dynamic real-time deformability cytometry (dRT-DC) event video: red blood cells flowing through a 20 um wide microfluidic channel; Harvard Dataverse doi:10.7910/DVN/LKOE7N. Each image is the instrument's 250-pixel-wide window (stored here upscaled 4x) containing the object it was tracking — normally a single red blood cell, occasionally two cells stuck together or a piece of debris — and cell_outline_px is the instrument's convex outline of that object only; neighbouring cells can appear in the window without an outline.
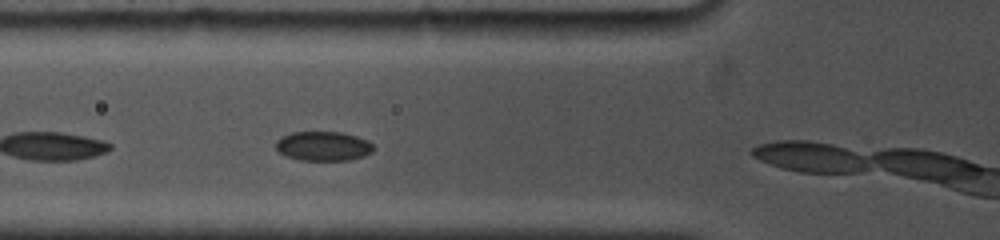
{"species": "common noctule bat (a hibernating species)", "species_latin": "Nyctalus noctula", "temperature_condition": "cold", "stored_images_in_passage": 4, "camera_frame_rate_fps": 5000, "um_per_image_px": 0.085, "animal": {"sex": "female", "body_mass_g": 19.0, "forearm_length_mm": 53.3}, "frame": {"image": 1, "passage_image": 3, "time_ms": 1.4, "image_size_px": [1000, 240], "cell_outline_px": [[376, 148], [372, 152], [364, 156], [348, 160], [300, 160], [288, 156], [280, 152], [276, 148], [276, 140], [292, 132], [340, 132], [356, 136], [368, 140]], "centroid_in_image_um": [27.52, 12.42], "position_along_channel_um": 98.3, "area_um2": 16.65}}